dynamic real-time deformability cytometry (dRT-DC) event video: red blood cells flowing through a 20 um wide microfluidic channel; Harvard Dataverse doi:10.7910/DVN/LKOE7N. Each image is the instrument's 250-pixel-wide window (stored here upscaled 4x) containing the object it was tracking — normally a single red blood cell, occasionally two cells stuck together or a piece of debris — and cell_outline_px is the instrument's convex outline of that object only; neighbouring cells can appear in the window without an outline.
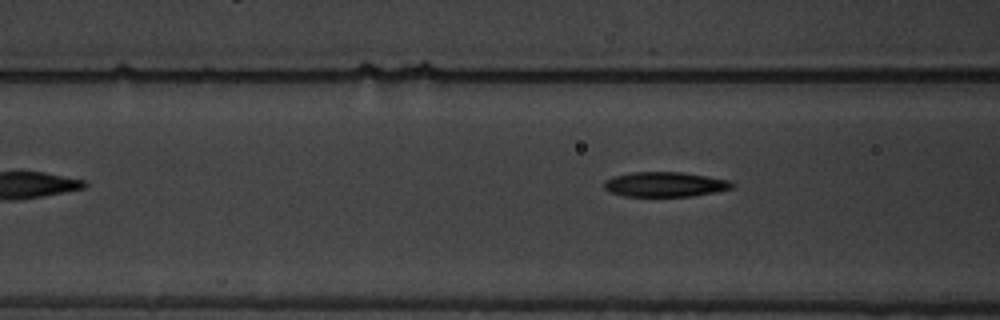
{"species": "common noctule bat (a hibernating species)", "species_latin": "Nyctalus noctula", "temperature_condition": "warm", "stored_images_in_passage": 6, "camera_frame_rate_fps": 3000, "um_per_image_px": 0.085, "animal": {"sex": "male", "body_mass_g": 19.5, "forearm_length_mm": 54.6}, "frame": {"image": 1, "passage_image": 4, "time_ms": 4.0, "image_size_px": [1000, 320], "cell_outline_px": [[736, 184], [732, 188], [716, 192], [692, 196], [624, 196], [612, 192], [604, 188], [604, 180], [612, 176], [632, 172], [684, 172], [732, 180]], "centroid_in_image_um": [56.57, 15.66], "position_along_channel_um": 110.0, "area_um2": 18.73}}